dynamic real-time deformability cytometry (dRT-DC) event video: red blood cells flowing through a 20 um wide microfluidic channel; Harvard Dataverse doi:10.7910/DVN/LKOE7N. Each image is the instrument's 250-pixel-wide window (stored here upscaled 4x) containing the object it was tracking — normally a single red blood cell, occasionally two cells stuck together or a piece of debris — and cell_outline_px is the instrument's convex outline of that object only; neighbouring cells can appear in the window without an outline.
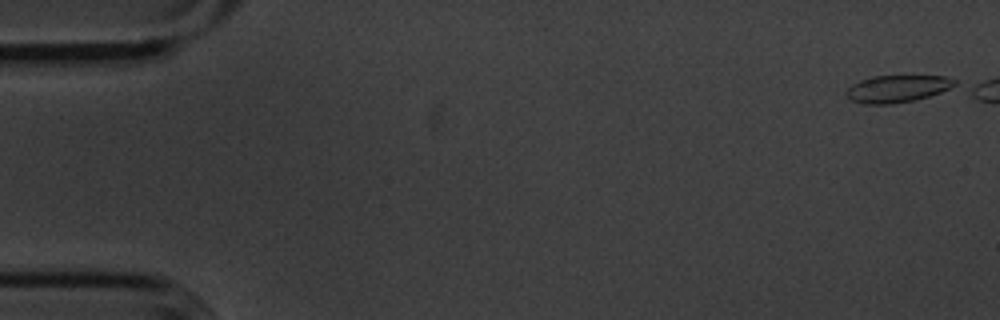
{"species": "common noctule bat (a hibernating species)", "species_latin": "Nyctalus noctula", "temperature_condition": "cold", "stored_images_in_passage": 45, "segment_of_instrument_passage": [1, 2], "camera_frame_rate_fps": 3000, "um_per_image_px": 0.085, "animal": {"sex": "male", "body_mass_g": 20.1, "forearm_length_mm": 53.5}, "frame": {"image": 1, "passage_image": 1, "time_ms": 0.0, "image_size_px": [1000, 320], "cell_outline_px": [[956, 84], [940, 92], [916, 100], [892, 104], [864, 104], [848, 100], [844, 92], [852, 84], [860, 80], [876, 76], [944, 76], [956, 80]], "centroid_in_image_um": [76.2, 7.55], "position_along_channel_um": 8.8, "area_um2": 17.17}}
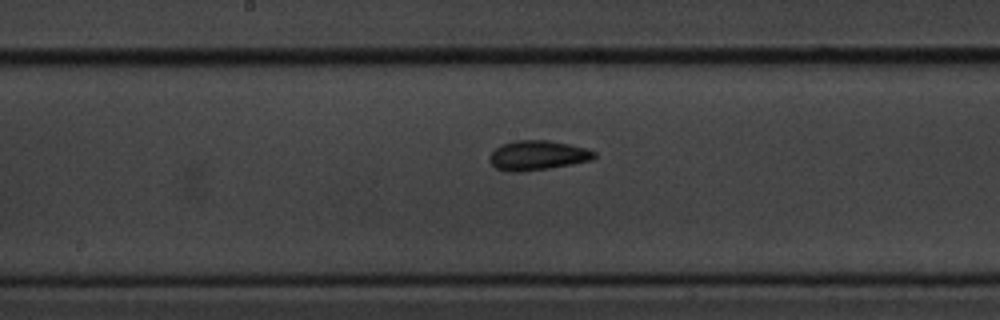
{"frame": {"image": 2, "passage_image": 28, "time_ms": 9.0, "image_size_px": [1000, 320], "cell_outline_px": [[596, 156], [592, 160], [572, 164], [548, 168], [516, 172], [512, 172], [496, 168], [488, 160], [488, 156], [500, 144], [516, 140], [548, 140], [588, 148], [596, 152]], "centroid_in_image_um": [45.69, 13.19], "position_along_channel_um": 202.5, "area_um2": 18.09}}
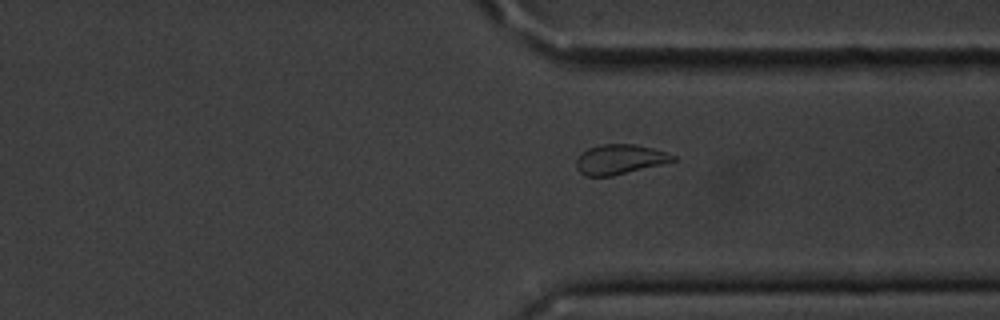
{"frame": {"image": 3, "passage_image": 41, "time_ms": 13.333, "image_size_px": [1000, 320], "cell_outline_px": [[676, 160], [612, 176], [584, 176], [576, 168], [576, 160], [588, 148], [604, 144], [636, 144], [668, 152], [676, 156]], "centroid_in_image_um": [52.68, 13.54], "position_along_channel_um": 358.7, "area_um2": 16.59}}